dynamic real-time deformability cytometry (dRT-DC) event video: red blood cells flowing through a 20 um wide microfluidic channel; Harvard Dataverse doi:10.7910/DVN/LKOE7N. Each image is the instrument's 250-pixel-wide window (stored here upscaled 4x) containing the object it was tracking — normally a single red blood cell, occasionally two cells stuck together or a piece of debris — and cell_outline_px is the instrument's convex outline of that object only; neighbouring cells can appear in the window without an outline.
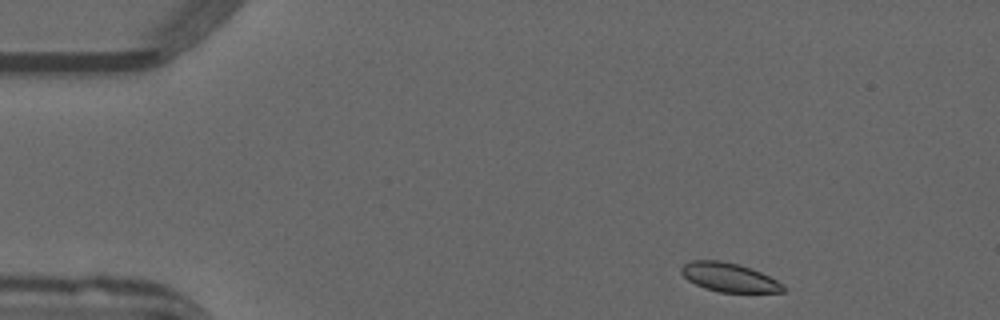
{"species": "common noctule bat (a hibernating species)", "species_latin": "Nyctalus noctula", "temperature_condition": "warm", "stored_images_in_passage": 46, "camera_frame_rate_fps": 3000, "um_per_image_px": 0.085, "animal": {"sex": "male", "forearm_length_mm": 52.5}, "frame": {"image": 1, "passage_image": 1, "time_ms": 0.0, "image_size_px": [1000, 320], "cell_outline_px": [[784, 292], [720, 292], [704, 288], [688, 280], [680, 272], [680, 268], [684, 264], [692, 260], [720, 260], [740, 264], [752, 268], [784, 284]], "centroid_in_image_um": [61.96, 23.56], "position_along_channel_um": 23.0, "area_um2": 17.17}}
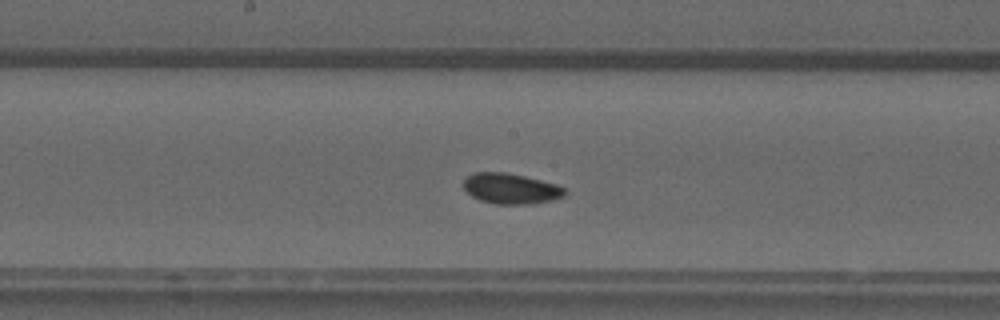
{"frame": {"image": 2, "passage_image": 21, "time_ms": 6.667, "image_size_px": [1000, 320], "cell_outline_px": [[568, 192], [564, 196], [552, 200], [532, 204], [496, 204], [480, 200], [472, 196], [464, 188], [464, 180], [468, 176], [476, 172], [504, 172], [524, 176], [556, 184], [564, 188]], "centroid_in_image_um": [43.44, 16.04], "position_along_channel_um": 204.8, "area_um2": 17.92}}
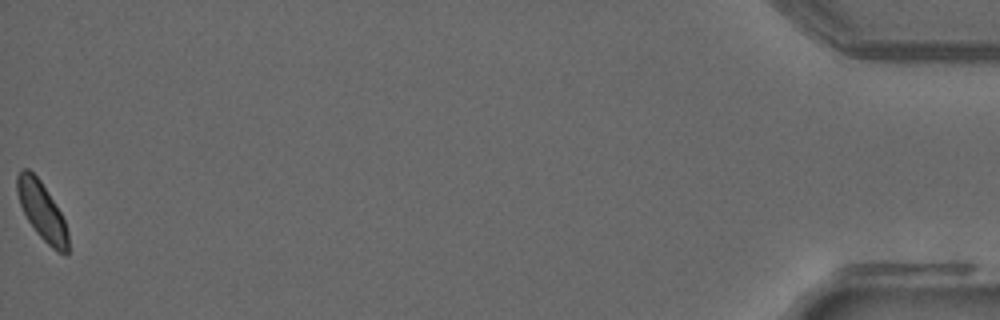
{"frame": {"image": 3, "passage_image": 46, "time_ms": 15.0, "image_size_px": [1000, 320], "cell_outline_px": [[68, 252], [64, 256], [56, 252], [36, 232], [28, 220], [20, 204], [16, 192], [16, 176], [20, 168], [28, 168], [40, 180], [60, 212], [64, 220], [68, 232]], "centroid_in_image_um": [3.55, 17.94], "position_along_channel_um": 431.7, "area_um2": 17.17}, "authors_computed_cell_mechanics": {"area_um2": 17.6001, "velocity_mm_per_s": 3.9473, "shape_relaxation_time_tau1_ms": 2.5926, "shape_relaxation_time_tau2_ms": 1.6411, "deformation_change_tau1": 0.0679, "deformation_change_tau2": 0.0577}}